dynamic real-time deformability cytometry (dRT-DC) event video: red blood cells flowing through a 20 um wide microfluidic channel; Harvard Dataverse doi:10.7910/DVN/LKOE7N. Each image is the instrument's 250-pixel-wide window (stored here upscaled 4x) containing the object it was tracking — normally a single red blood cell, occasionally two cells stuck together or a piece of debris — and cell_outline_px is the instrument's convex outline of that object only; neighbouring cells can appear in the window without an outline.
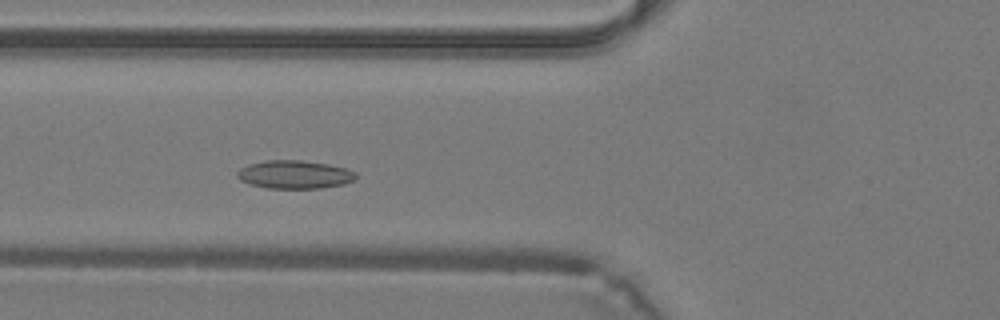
{"species": "common noctule bat (a hibernating species)", "species_latin": "Nyctalus noctula", "temperature_condition": "warm", "stored_images_in_passage": 12, "camera_frame_rate_fps": 3000, "um_per_image_px": 0.085, "animal": {"sex": "male", "body_mass_g": 19.2, "forearm_length_mm": 51.8}, "frame": {"image": 1, "passage_image": 10, "time_ms": 3.0, "image_size_px": [1000, 320], "cell_outline_px": [[356, 176], [352, 180], [344, 184], [320, 188], [264, 188], [240, 180], [236, 176], [236, 172], [240, 168], [248, 164], [264, 160], [300, 160], [328, 164], [344, 168], [356, 172]], "centroid_in_image_um": [24.99, 14.83], "position_along_channel_um": 100.8, "area_um2": 19.48}}
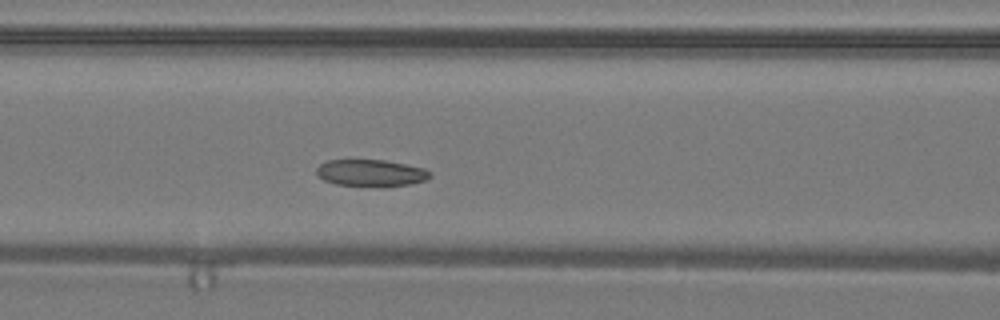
{"frame": {"image": 2, "passage_image": 12, "time_ms": 3.667, "image_size_px": [1000, 320], "cell_outline_px": [[432, 176], [424, 180], [412, 184], [384, 188], [380, 188], [336, 184], [324, 180], [316, 172], [316, 168], [320, 164], [328, 160], [384, 160], [424, 168], [432, 172]], "centroid_in_image_um": [31.56, 14.73], "position_along_channel_um": 135.0, "area_um2": 18.09}}